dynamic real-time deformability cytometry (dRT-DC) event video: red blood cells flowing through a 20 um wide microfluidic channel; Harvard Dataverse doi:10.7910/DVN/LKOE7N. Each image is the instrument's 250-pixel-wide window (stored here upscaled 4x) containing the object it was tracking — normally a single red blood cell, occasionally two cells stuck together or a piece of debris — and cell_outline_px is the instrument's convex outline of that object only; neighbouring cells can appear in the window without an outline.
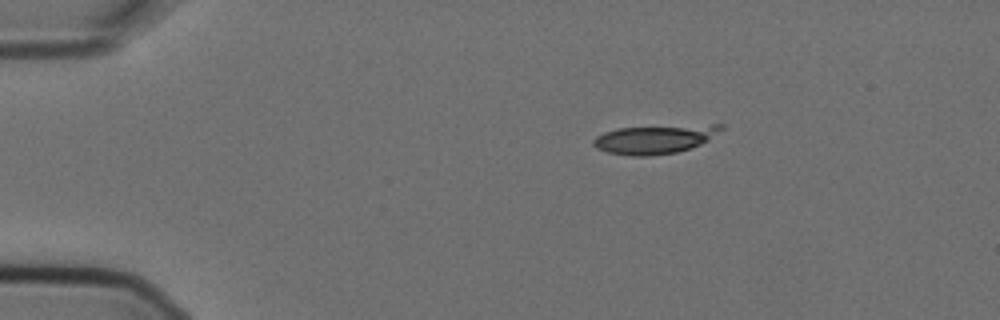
{"species": "Egyptian fruit bat (a non-hibernating species)", "species_latin": "Rousettus aegyptiacus", "temperature_condition": "cold", "stored_images_in_passage": 4, "camera_frame_rate_fps": 3000, "um_per_image_px": 0.085, "animal": {"sex": "female"}, "frame": {"image": 1, "passage_image": 1, "time_ms": 0.0, "image_size_px": [1000, 320], "cell_outline_px": [[724, 128], [708, 140], [700, 144], [676, 152], [648, 156], [632, 156], [608, 152], [596, 148], [592, 144], [592, 140], [596, 136], [604, 132], [616, 128], [712, 124], [724, 124]], "centroid_in_image_um": [55.64, 11.82], "position_along_channel_um": 29.4, "area_um2": 21.33}}